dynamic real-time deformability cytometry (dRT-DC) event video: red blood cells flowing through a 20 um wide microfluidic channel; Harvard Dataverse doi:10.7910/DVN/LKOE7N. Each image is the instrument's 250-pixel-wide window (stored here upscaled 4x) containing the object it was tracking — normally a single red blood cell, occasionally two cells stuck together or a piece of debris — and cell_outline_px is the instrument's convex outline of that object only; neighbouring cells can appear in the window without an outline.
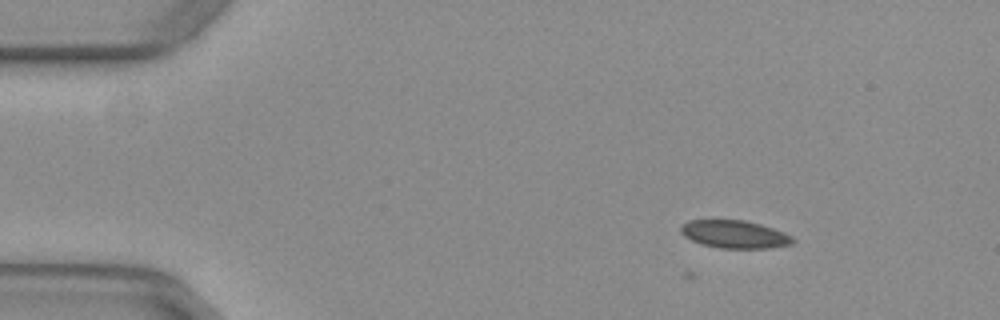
{"species": "common noctule bat (a hibernating species)", "species_latin": "Nyctalus noctula", "temperature_condition": "warm", "stored_images_in_passage": 2, "camera_frame_rate_fps": 3000, "um_per_image_px": 0.085, "animal": {"sex": "female", "body_mass_g": 29.2, "forearm_length_mm": 56.3}, "frame": {"image": 1, "passage_image": 2, "time_ms": 0.333, "image_size_px": [1000, 320], "cell_outline_px": [[796, 240], [792, 244], [772, 248], [720, 248], [700, 244], [684, 236], [680, 232], [680, 228], [688, 220], [744, 220], [760, 224], [784, 232], [792, 236]], "centroid_in_image_um": [62.46, 19.92], "position_along_channel_um": 22.5, "area_um2": 18.21}}